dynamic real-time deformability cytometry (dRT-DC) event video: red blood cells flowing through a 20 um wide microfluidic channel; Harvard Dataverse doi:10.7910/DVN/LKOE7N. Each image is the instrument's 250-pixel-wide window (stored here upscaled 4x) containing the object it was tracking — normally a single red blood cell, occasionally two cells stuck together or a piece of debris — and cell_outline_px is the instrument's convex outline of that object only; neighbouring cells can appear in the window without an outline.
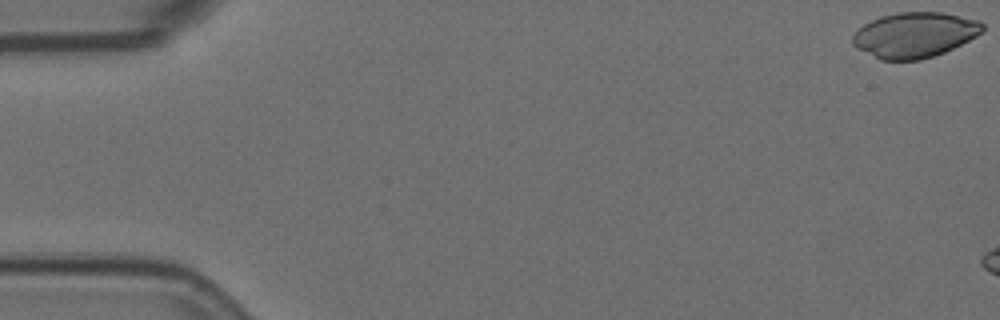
{"species": "Egyptian fruit bat (a non-hibernating species)", "species_latin": "Rousettus aegyptiacus", "temperature_condition": "room temperature", "stored_images_in_passage": 5, "camera_frame_rate_fps": 3000, "um_per_image_px": 0.085, "animal": {"sex": "female"}, "frame": {"image": 1, "passage_image": 1, "time_ms": 0.0, "image_size_px": [1000, 320], "cell_outline_px": [[984, 28], [976, 36], [944, 52], [920, 60], [880, 60], [852, 44], [852, 36], [864, 24], [880, 16], [896, 12], [944, 12], [976, 20], [984, 24]], "centroid_in_image_um": [77.73, 2.96], "position_along_channel_um": 7.3, "area_um2": 33.93}}